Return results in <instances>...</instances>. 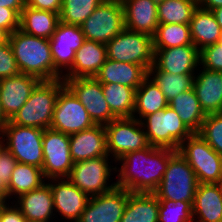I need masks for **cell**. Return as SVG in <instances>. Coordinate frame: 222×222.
Masks as SVG:
<instances>
[{"mask_svg":"<svg viewBox=\"0 0 222 222\" xmlns=\"http://www.w3.org/2000/svg\"><path fill=\"white\" fill-rule=\"evenodd\" d=\"M63 80L65 85L86 108L95 124L106 125L116 119L105 100L102 84L95 77Z\"/></svg>","mask_w":222,"mask_h":222,"instance_id":"15","label":"cell"},{"mask_svg":"<svg viewBox=\"0 0 222 222\" xmlns=\"http://www.w3.org/2000/svg\"><path fill=\"white\" fill-rule=\"evenodd\" d=\"M0 222H27L16 205L6 204L0 208Z\"/></svg>","mask_w":222,"mask_h":222,"instance_id":"44","label":"cell"},{"mask_svg":"<svg viewBox=\"0 0 222 222\" xmlns=\"http://www.w3.org/2000/svg\"><path fill=\"white\" fill-rule=\"evenodd\" d=\"M195 75L193 89L204 113H222V72L203 68Z\"/></svg>","mask_w":222,"mask_h":222,"instance_id":"24","label":"cell"},{"mask_svg":"<svg viewBox=\"0 0 222 222\" xmlns=\"http://www.w3.org/2000/svg\"><path fill=\"white\" fill-rule=\"evenodd\" d=\"M94 125L86 108L65 85L58 94L50 128L71 135Z\"/></svg>","mask_w":222,"mask_h":222,"instance_id":"13","label":"cell"},{"mask_svg":"<svg viewBox=\"0 0 222 222\" xmlns=\"http://www.w3.org/2000/svg\"><path fill=\"white\" fill-rule=\"evenodd\" d=\"M158 222H193L192 205L184 201L159 199Z\"/></svg>","mask_w":222,"mask_h":222,"instance_id":"38","label":"cell"},{"mask_svg":"<svg viewBox=\"0 0 222 222\" xmlns=\"http://www.w3.org/2000/svg\"><path fill=\"white\" fill-rule=\"evenodd\" d=\"M64 86L63 79L41 81L22 108L9 121L15 125L43 130L50 128L55 103Z\"/></svg>","mask_w":222,"mask_h":222,"instance_id":"3","label":"cell"},{"mask_svg":"<svg viewBox=\"0 0 222 222\" xmlns=\"http://www.w3.org/2000/svg\"><path fill=\"white\" fill-rule=\"evenodd\" d=\"M192 212L193 222H222V183H199Z\"/></svg>","mask_w":222,"mask_h":222,"instance_id":"25","label":"cell"},{"mask_svg":"<svg viewBox=\"0 0 222 222\" xmlns=\"http://www.w3.org/2000/svg\"><path fill=\"white\" fill-rule=\"evenodd\" d=\"M20 73L32 75L41 81L54 80V63L49 39L36 37L17 29L9 35Z\"/></svg>","mask_w":222,"mask_h":222,"instance_id":"2","label":"cell"},{"mask_svg":"<svg viewBox=\"0 0 222 222\" xmlns=\"http://www.w3.org/2000/svg\"><path fill=\"white\" fill-rule=\"evenodd\" d=\"M208 70L222 72V41L200 50V66Z\"/></svg>","mask_w":222,"mask_h":222,"instance_id":"40","label":"cell"},{"mask_svg":"<svg viewBox=\"0 0 222 222\" xmlns=\"http://www.w3.org/2000/svg\"><path fill=\"white\" fill-rule=\"evenodd\" d=\"M69 142L74 163L108 155L104 125L95 124L91 128L71 134Z\"/></svg>","mask_w":222,"mask_h":222,"instance_id":"21","label":"cell"},{"mask_svg":"<svg viewBox=\"0 0 222 222\" xmlns=\"http://www.w3.org/2000/svg\"><path fill=\"white\" fill-rule=\"evenodd\" d=\"M131 193L115 186L108 192L90 197L77 222H120Z\"/></svg>","mask_w":222,"mask_h":222,"instance_id":"16","label":"cell"},{"mask_svg":"<svg viewBox=\"0 0 222 222\" xmlns=\"http://www.w3.org/2000/svg\"><path fill=\"white\" fill-rule=\"evenodd\" d=\"M104 127L107 152L115 162L127 153L150 146L141 121L136 118H116Z\"/></svg>","mask_w":222,"mask_h":222,"instance_id":"10","label":"cell"},{"mask_svg":"<svg viewBox=\"0 0 222 222\" xmlns=\"http://www.w3.org/2000/svg\"><path fill=\"white\" fill-rule=\"evenodd\" d=\"M168 105L179 115L181 120L193 132L198 133L206 114L201 109L194 89L180 93L168 102Z\"/></svg>","mask_w":222,"mask_h":222,"instance_id":"31","label":"cell"},{"mask_svg":"<svg viewBox=\"0 0 222 222\" xmlns=\"http://www.w3.org/2000/svg\"><path fill=\"white\" fill-rule=\"evenodd\" d=\"M107 59L106 44L85 40L76 51L72 67L62 79L95 77Z\"/></svg>","mask_w":222,"mask_h":222,"instance_id":"23","label":"cell"},{"mask_svg":"<svg viewBox=\"0 0 222 222\" xmlns=\"http://www.w3.org/2000/svg\"><path fill=\"white\" fill-rule=\"evenodd\" d=\"M43 132L44 130L41 128L15 125L9 121L0 133V142L11 152L18 163L42 169ZM5 140L6 143H4Z\"/></svg>","mask_w":222,"mask_h":222,"instance_id":"7","label":"cell"},{"mask_svg":"<svg viewBox=\"0 0 222 222\" xmlns=\"http://www.w3.org/2000/svg\"><path fill=\"white\" fill-rule=\"evenodd\" d=\"M104 0H62L60 21L81 26Z\"/></svg>","mask_w":222,"mask_h":222,"instance_id":"37","label":"cell"},{"mask_svg":"<svg viewBox=\"0 0 222 222\" xmlns=\"http://www.w3.org/2000/svg\"><path fill=\"white\" fill-rule=\"evenodd\" d=\"M125 28L154 36L158 22V3L155 0H121Z\"/></svg>","mask_w":222,"mask_h":222,"instance_id":"22","label":"cell"},{"mask_svg":"<svg viewBox=\"0 0 222 222\" xmlns=\"http://www.w3.org/2000/svg\"><path fill=\"white\" fill-rule=\"evenodd\" d=\"M80 27L87 40L107 44L125 29L121 0H104Z\"/></svg>","mask_w":222,"mask_h":222,"instance_id":"9","label":"cell"},{"mask_svg":"<svg viewBox=\"0 0 222 222\" xmlns=\"http://www.w3.org/2000/svg\"><path fill=\"white\" fill-rule=\"evenodd\" d=\"M147 76L148 71L143 66L107 58L95 78L101 84L116 83L136 90Z\"/></svg>","mask_w":222,"mask_h":222,"instance_id":"26","label":"cell"},{"mask_svg":"<svg viewBox=\"0 0 222 222\" xmlns=\"http://www.w3.org/2000/svg\"><path fill=\"white\" fill-rule=\"evenodd\" d=\"M0 27L9 35L20 28V15L11 8H0Z\"/></svg>","mask_w":222,"mask_h":222,"instance_id":"43","label":"cell"},{"mask_svg":"<svg viewBox=\"0 0 222 222\" xmlns=\"http://www.w3.org/2000/svg\"><path fill=\"white\" fill-rule=\"evenodd\" d=\"M60 22L59 14L25 6L20 14V30L24 33L50 39Z\"/></svg>","mask_w":222,"mask_h":222,"instance_id":"28","label":"cell"},{"mask_svg":"<svg viewBox=\"0 0 222 222\" xmlns=\"http://www.w3.org/2000/svg\"><path fill=\"white\" fill-rule=\"evenodd\" d=\"M40 82L37 77L22 73L0 80L1 106L9 120L22 108Z\"/></svg>","mask_w":222,"mask_h":222,"instance_id":"19","label":"cell"},{"mask_svg":"<svg viewBox=\"0 0 222 222\" xmlns=\"http://www.w3.org/2000/svg\"><path fill=\"white\" fill-rule=\"evenodd\" d=\"M178 151L149 146L143 150L125 154L117 162L116 186L132 193H154L159 187L169 160ZM122 164H121V163Z\"/></svg>","mask_w":222,"mask_h":222,"instance_id":"1","label":"cell"},{"mask_svg":"<svg viewBox=\"0 0 222 222\" xmlns=\"http://www.w3.org/2000/svg\"><path fill=\"white\" fill-rule=\"evenodd\" d=\"M62 0H26V6L36 9L51 11L57 14L61 12Z\"/></svg>","mask_w":222,"mask_h":222,"instance_id":"45","label":"cell"},{"mask_svg":"<svg viewBox=\"0 0 222 222\" xmlns=\"http://www.w3.org/2000/svg\"><path fill=\"white\" fill-rule=\"evenodd\" d=\"M191 39L198 50L213 45L221 40L222 29L211 10L197 7L189 22Z\"/></svg>","mask_w":222,"mask_h":222,"instance_id":"27","label":"cell"},{"mask_svg":"<svg viewBox=\"0 0 222 222\" xmlns=\"http://www.w3.org/2000/svg\"><path fill=\"white\" fill-rule=\"evenodd\" d=\"M1 100V99H0ZM9 122V119L5 116L2 106H1V101H0V133L3 131L5 125Z\"/></svg>","mask_w":222,"mask_h":222,"instance_id":"49","label":"cell"},{"mask_svg":"<svg viewBox=\"0 0 222 222\" xmlns=\"http://www.w3.org/2000/svg\"><path fill=\"white\" fill-rule=\"evenodd\" d=\"M107 58L143 66L147 71L154 63L153 37L124 29L106 44Z\"/></svg>","mask_w":222,"mask_h":222,"instance_id":"8","label":"cell"},{"mask_svg":"<svg viewBox=\"0 0 222 222\" xmlns=\"http://www.w3.org/2000/svg\"><path fill=\"white\" fill-rule=\"evenodd\" d=\"M197 0H164L158 2L159 24H189Z\"/></svg>","mask_w":222,"mask_h":222,"instance_id":"35","label":"cell"},{"mask_svg":"<svg viewBox=\"0 0 222 222\" xmlns=\"http://www.w3.org/2000/svg\"><path fill=\"white\" fill-rule=\"evenodd\" d=\"M7 199H10L7 191V185L0 177V206L6 205L8 201Z\"/></svg>","mask_w":222,"mask_h":222,"instance_id":"48","label":"cell"},{"mask_svg":"<svg viewBox=\"0 0 222 222\" xmlns=\"http://www.w3.org/2000/svg\"><path fill=\"white\" fill-rule=\"evenodd\" d=\"M201 184L222 183V157L200 136L193 133L178 149Z\"/></svg>","mask_w":222,"mask_h":222,"instance_id":"5","label":"cell"},{"mask_svg":"<svg viewBox=\"0 0 222 222\" xmlns=\"http://www.w3.org/2000/svg\"><path fill=\"white\" fill-rule=\"evenodd\" d=\"M17 164L16 158L11 152L0 142V177L7 185L12 176V172Z\"/></svg>","mask_w":222,"mask_h":222,"instance_id":"42","label":"cell"},{"mask_svg":"<svg viewBox=\"0 0 222 222\" xmlns=\"http://www.w3.org/2000/svg\"><path fill=\"white\" fill-rule=\"evenodd\" d=\"M159 199L154 193H131L120 222H158Z\"/></svg>","mask_w":222,"mask_h":222,"instance_id":"29","label":"cell"},{"mask_svg":"<svg viewBox=\"0 0 222 222\" xmlns=\"http://www.w3.org/2000/svg\"><path fill=\"white\" fill-rule=\"evenodd\" d=\"M109 158V155H103L76 162L67 179L89 197L108 192L116 186V182L109 184L107 181L117 168L111 167Z\"/></svg>","mask_w":222,"mask_h":222,"instance_id":"11","label":"cell"},{"mask_svg":"<svg viewBox=\"0 0 222 222\" xmlns=\"http://www.w3.org/2000/svg\"><path fill=\"white\" fill-rule=\"evenodd\" d=\"M167 106L168 101L165 95L154 81L147 76L135 91L133 118L141 121L145 116L162 111Z\"/></svg>","mask_w":222,"mask_h":222,"instance_id":"30","label":"cell"},{"mask_svg":"<svg viewBox=\"0 0 222 222\" xmlns=\"http://www.w3.org/2000/svg\"><path fill=\"white\" fill-rule=\"evenodd\" d=\"M211 11L214 14L215 19H216L217 23L219 24L220 28L222 29V6L219 8H215Z\"/></svg>","mask_w":222,"mask_h":222,"instance_id":"50","label":"cell"},{"mask_svg":"<svg viewBox=\"0 0 222 222\" xmlns=\"http://www.w3.org/2000/svg\"><path fill=\"white\" fill-rule=\"evenodd\" d=\"M141 124L149 144L154 147L178 151L180 144L193 134L169 105L162 111L145 116Z\"/></svg>","mask_w":222,"mask_h":222,"instance_id":"4","label":"cell"},{"mask_svg":"<svg viewBox=\"0 0 222 222\" xmlns=\"http://www.w3.org/2000/svg\"><path fill=\"white\" fill-rule=\"evenodd\" d=\"M198 184L196 173L177 152L169 160L162 181L154 194L158 199L184 201L192 205Z\"/></svg>","mask_w":222,"mask_h":222,"instance_id":"6","label":"cell"},{"mask_svg":"<svg viewBox=\"0 0 222 222\" xmlns=\"http://www.w3.org/2000/svg\"><path fill=\"white\" fill-rule=\"evenodd\" d=\"M48 180H51L49 184L53 194L55 212H58L63 219L77 222L85 210L90 197L67 178H59V180L58 178H52Z\"/></svg>","mask_w":222,"mask_h":222,"instance_id":"18","label":"cell"},{"mask_svg":"<svg viewBox=\"0 0 222 222\" xmlns=\"http://www.w3.org/2000/svg\"><path fill=\"white\" fill-rule=\"evenodd\" d=\"M198 6L206 9L213 10L222 6V0H197Z\"/></svg>","mask_w":222,"mask_h":222,"instance_id":"47","label":"cell"},{"mask_svg":"<svg viewBox=\"0 0 222 222\" xmlns=\"http://www.w3.org/2000/svg\"><path fill=\"white\" fill-rule=\"evenodd\" d=\"M45 180L41 168L17 162L7 184L9 198H17L22 194L37 189L45 183Z\"/></svg>","mask_w":222,"mask_h":222,"instance_id":"32","label":"cell"},{"mask_svg":"<svg viewBox=\"0 0 222 222\" xmlns=\"http://www.w3.org/2000/svg\"><path fill=\"white\" fill-rule=\"evenodd\" d=\"M102 90L111 113L116 118L133 117L135 89L116 83L102 84Z\"/></svg>","mask_w":222,"mask_h":222,"instance_id":"33","label":"cell"},{"mask_svg":"<svg viewBox=\"0 0 222 222\" xmlns=\"http://www.w3.org/2000/svg\"><path fill=\"white\" fill-rule=\"evenodd\" d=\"M9 34L0 27V44L5 43L8 41Z\"/></svg>","mask_w":222,"mask_h":222,"instance_id":"51","label":"cell"},{"mask_svg":"<svg viewBox=\"0 0 222 222\" xmlns=\"http://www.w3.org/2000/svg\"><path fill=\"white\" fill-rule=\"evenodd\" d=\"M148 76L160 88L168 102L180 93L192 89L195 78V75L159 71L153 65L148 69Z\"/></svg>","mask_w":222,"mask_h":222,"instance_id":"34","label":"cell"},{"mask_svg":"<svg viewBox=\"0 0 222 222\" xmlns=\"http://www.w3.org/2000/svg\"><path fill=\"white\" fill-rule=\"evenodd\" d=\"M43 167L46 181L52 178H67L74 162L70 152L69 135L52 128L43 132Z\"/></svg>","mask_w":222,"mask_h":222,"instance_id":"12","label":"cell"},{"mask_svg":"<svg viewBox=\"0 0 222 222\" xmlns=\"http://www.w3.org/2000/svg\"><path fill=\"white\" fill-rule=\"evenodd\" d=\"M86 38L78 25L58 23L55 32L49 39L51 56L54 63V80L62 79L74 62L76 51ZM64 68V70H62Z\"/></svg>","mask_w":222,"mask_h":222,"instance_id":"14","label":"cell"},{"mask_svg":"<svg viewBox=\"0 0 222 222\" xmlns=\"http://www.w3.org/2000/svg\"><path fill=\"white\" fill-rule=\"evenodd\" d=\"M198 133L222 157V113L207 114Z\"/></svg>","mask_w":222,"mask_h":222,"instance_id":"39","label":"cell"},{"mask_svg":"<svg viewBox=\"0 0 222 222\" xmlns=\"http://www.w3.org/2000/svg\"><path fill=\"white\" fill-rule=\"evenodd\" d=\"M25 6L26 0H0V8L14 9L19 15Z\"/></svg>","mask_w":222,"mask_h":222,"instance_id":"46","label":"cell"},{"mask_svg":"<svg viewBox=\"0 0 222 222\" xmlns=\"http://www.w3.org/2000/svg\"><path fill=\"white\" fill-rule=\"evenodd\" d=\"M193 45L189 24H159L153 36V49Z\"/></svg>","mask_w":222,"mask_h":222,"instance_id":"36","label":"cell"},{"mask_svg":"<svg viewBox=\"0 0 222 222\" xmlns=\"http://www.w3.org/2000/svg\"><path fill=\"white\" fill-rule=\"evenodd\" d=\"M15 199L17 201L13 200L11 204L13 205L15 202L27 222H50L51 219L57 217L54 216L56 213L49 181ZM52 216L54 217L52 218Z\"/></svg>","mask_w":222,"mask_h":222,"instance_id":"20","label":"cell"},{"mask_svg":"<svg viewBox=\"0 0 222 222\" xmlns=\"http://www.w3.org/2000/svg\"><path fill=\"white\" fill-rule=\"evenodd\" d=\"M20 74L9 41L0 44V80Z\"/></svg>","mask_w":222,"mask_h":222,"instance_id":"41","label":"cell"},{"mask_svg":"<svg viewBox=\"0 0 222 222\" xmlns=\"http://www.w3.org/2000/svg\"><path fill=\"white\" fill-rule=\"evenodd\" d=\"M153 66L171 74L195 75L200 66V51L195 45L154 49Z\"/></svg>","mask_w":222,"mask_h":222,"instance_id":"17","label":"cell"}]
</instances>
